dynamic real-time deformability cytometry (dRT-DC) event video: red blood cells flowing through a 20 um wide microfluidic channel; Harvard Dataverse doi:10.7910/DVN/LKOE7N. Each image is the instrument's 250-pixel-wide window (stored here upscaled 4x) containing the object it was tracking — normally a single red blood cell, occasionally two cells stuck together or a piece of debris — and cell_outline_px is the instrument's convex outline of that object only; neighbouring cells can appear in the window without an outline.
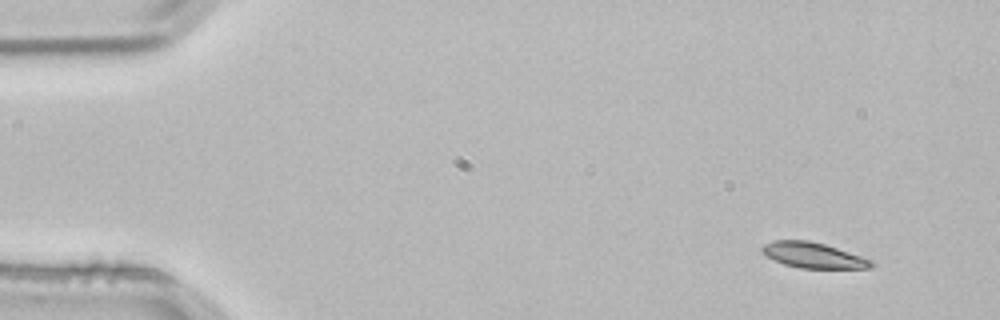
{"species": "common noctule bat (a hibernating species)", "species_latin": "Nyctalus noctula", "temperature_condition": "room temperature", "stored_images_in_passage": 3, "camera_frame_rate_fps": 3000, "um_per_image_px": 0.085, "animal": {"sex": "male", "body_mass_g": 21.5, "forearm_length_mm": 52.0}, "frame": {"image": 1, "passage_image": 1, "time_ms": 0.0, "image_size_px": [1000, 320], "cell_outline_px": [[876, 264], [872, 268], [800, 268], [784, 264], [760, 252], [760, 248], [764, 244], [776, 240], [808, 240], [824, 244], [872, 260]], "centroid_in_image_um": [69.12, 21.7], "position_along_channel_um": 15.9, "area_um2": 16.07}}